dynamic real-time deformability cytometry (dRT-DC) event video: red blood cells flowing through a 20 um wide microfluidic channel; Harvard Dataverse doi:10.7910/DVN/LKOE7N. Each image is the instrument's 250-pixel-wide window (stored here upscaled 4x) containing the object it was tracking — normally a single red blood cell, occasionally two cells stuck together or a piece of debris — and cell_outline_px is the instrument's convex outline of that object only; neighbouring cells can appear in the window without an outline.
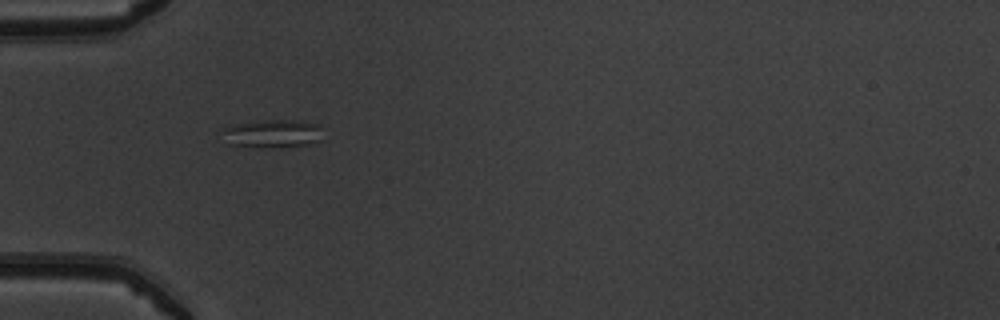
{"species": "common noctule bat (a hibernating species)", "species_latin": "Nyctalus noctula", "temperature_condition": "warm", "stored_images_in_passage": 36, "camera_frame_rate_fps": 3000, "um_per_image_px": 0.085, "animal": {"sex": "male", "body_mass_g": 19.5, "forearm_length_mm": 54.6}, "frame": {"image": 1, "passage_image": 1, "time_ms": 0.0, "image_size_px": [1000, 320], "cell_outline_px": [[320, 140], [308, 144], [280, 148], [264, 148], [232, 144], [220, 132], [224, 128], [232, 124], [268, 120], [300, 120], [320, 124]], "centroid_in_image_um": [23.19, 11.35], "position_along_channel_um": 61.8, "area_um2": 16.53}}
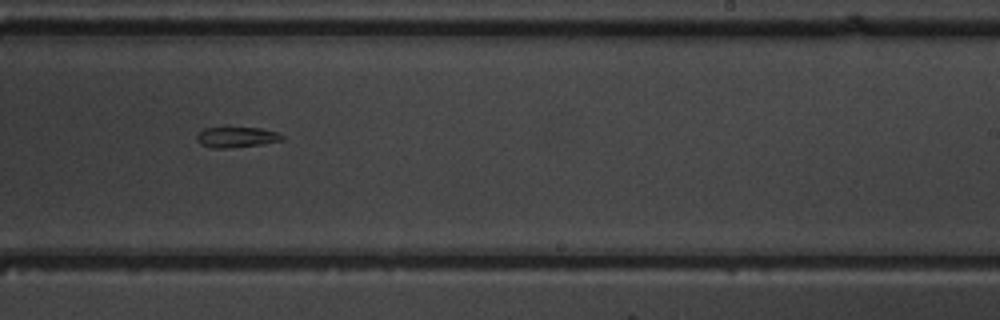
{"frame": {"image": 2, "passage_image": 17, "time_ms": 5.333, "image_size_px": [1000, 320], "cell_outline_px": [[284, 140], [264, 144], [228, 148], [212, 148], [200, 144], [196, 140], [196, 136], [204, 128], [260, 128], [276, 132], [284, 136]], "centroid_in_image_um": [20.11, 11.67], "position_along_channel_um": 268.9, "area_um2": 10.17}}
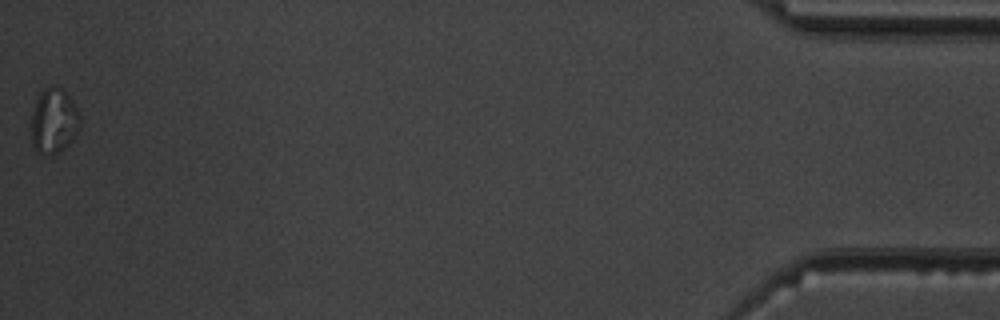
{"frame": {"image": 3, "passage_image": 36, "time_ms": 11.667, "image_size_px": [1000, 320], "cell_outline_px": [[84, 120], [76, 136], [60, 152], [52, 156], [40, 156], [36, 152], [32, 144], [32, 112], [36, 100], [40, 92], [44, 88], [52, 84], [56, 84], [76, 104]], "centroid_in_image_um": [4.61, 10.31], "position_along_channel_um": 430.6, "area_um2": 19.31}}